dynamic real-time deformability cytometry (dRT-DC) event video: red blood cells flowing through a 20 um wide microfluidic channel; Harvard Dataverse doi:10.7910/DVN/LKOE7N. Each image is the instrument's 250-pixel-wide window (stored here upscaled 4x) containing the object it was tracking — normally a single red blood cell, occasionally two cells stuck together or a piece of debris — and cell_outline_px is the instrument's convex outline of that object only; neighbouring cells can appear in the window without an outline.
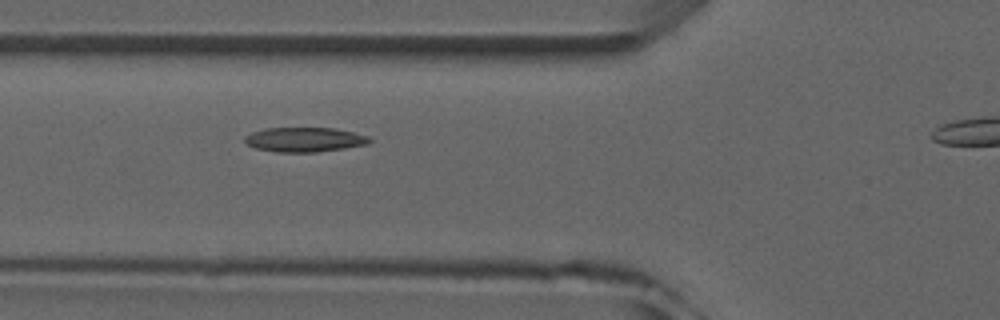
{"species": "common noctule bat (a hibernating species)", "species_latin": "Nyctalus noctula", "temperature_condition": "room temperature", "stored_images_in_passage": 7, "camera_frame_rate_fps": 3000, "um_per_image_px": 0.085, "animal": {"sex": "male", "forearm_length_mm": 52.5}, "frame": {"image": 1, "passage_image": 6, "time_ms": 5.333, "image_size_px": [1000, 320], "cell_outline_px": [[372, 140], [368, 144], [344, 148], [316, 152], [276, 152], [256, 148], [248, 144], [244, 140], [244, 136], [252, 132], [264, 128], [336, 128], [368, 136]], "centroid_in_image_um": [25.88, 11.86], "position_along_channel_um": 99.9, "area_um2": 17.8}}